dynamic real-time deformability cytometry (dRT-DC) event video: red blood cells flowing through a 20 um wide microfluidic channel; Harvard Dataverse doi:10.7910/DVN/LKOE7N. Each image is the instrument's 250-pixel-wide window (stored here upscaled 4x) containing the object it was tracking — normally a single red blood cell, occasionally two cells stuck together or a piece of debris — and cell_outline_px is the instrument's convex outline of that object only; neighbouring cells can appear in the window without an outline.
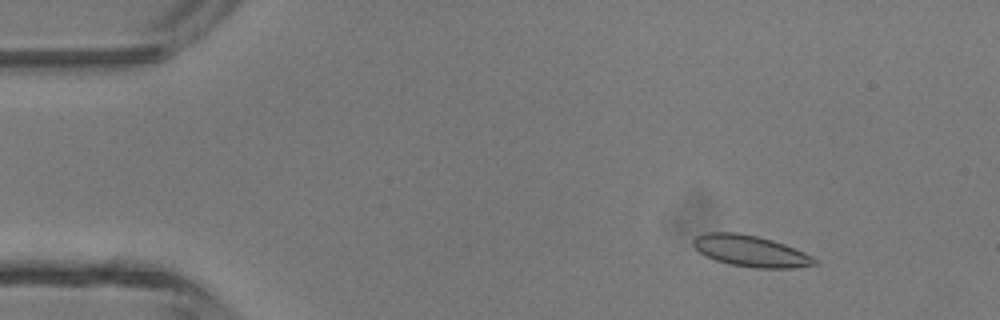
{"species": "common noctule bat (a hibernating species)", "species_latin": "Nyctalus noctula", "temperature_condition": "room temperature", "stored_images_in_passage": 14, "camera_frame_rate_fps": 3000, "um_per_image_px": 0.085, "animal": {"sex": "male", "body_mass_g": 13.3}, "frame": {"image": 1, "passage_image": 5, "time_ms": 1.333, "image_size_px": [1000, 320], "cell_outline_px": [[816, 264], [792, 268], [756, 268], [728, 264], [704, 256], [692, 244], [692, 240], [696, 236], [708, 232], [736, 232], [756, 236], [772, 240], [784, 244], [804, 252], [812, 256], [816, 260]], "centroid_in_image_um": [63.77, 21.34], "position_along_channel_um": 21.2, "area_um2": 22.02}}